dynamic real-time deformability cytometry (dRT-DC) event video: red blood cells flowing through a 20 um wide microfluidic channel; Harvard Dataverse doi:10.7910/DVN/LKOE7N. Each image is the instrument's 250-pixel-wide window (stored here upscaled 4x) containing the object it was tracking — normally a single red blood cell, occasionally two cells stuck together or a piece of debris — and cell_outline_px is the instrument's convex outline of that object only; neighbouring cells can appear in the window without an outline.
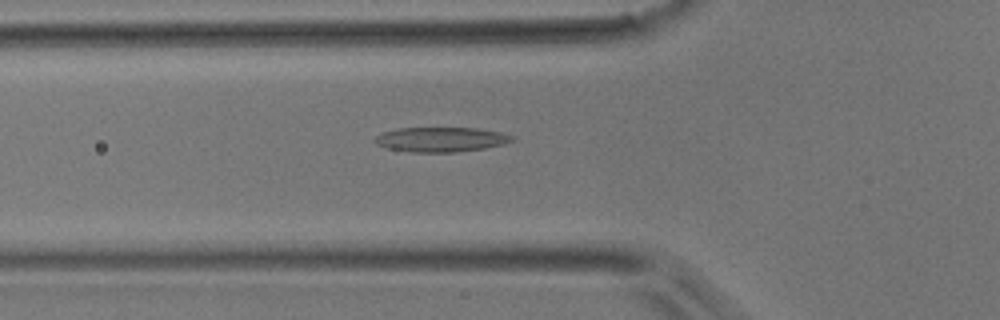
{"species": "common noctule bat (a hibernating species)", "species_latin": "Nyctalus noctula", "temperature_condition": "room temperature", "stored_images_in_passage": 37, "camera_frame_rate_fps": 3000, "um_per_image_px": 0.085, "animal": {"sex": "male", "body_mass_g": 17.9}, "frame": {"image": 1, "passage_image": 12, "time_ms": 3.667, "image_size_px": [1000, 320], "cell_outline_px": [[516, 140], [504, 144], [484, 148], [452, 152], [412, 152], [388, 148], [376, 144], [372, 140], [380, 132], [396, 128], [476, 128], [500, 132], [512, 136]], "centroid_in_image_um": [37.44, 11.85], "position_along_channel_um": 88.4, "area_um2": 19.77}}
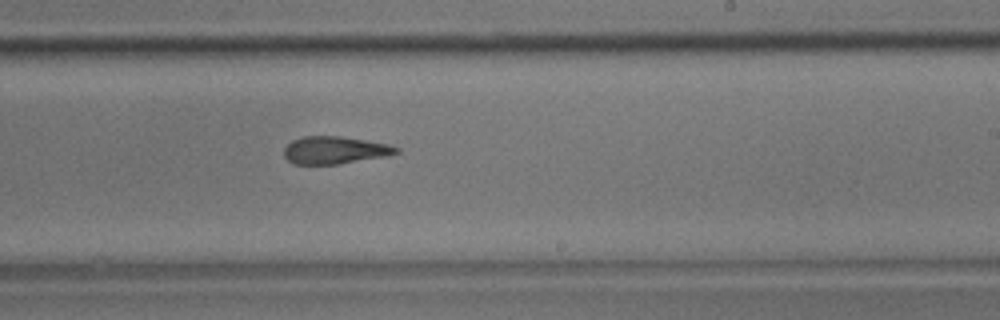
{"frame": {"image": 2, "passage_image": 24, "time_ms": 7.667, "image_size_px": [1000, 320], "cell_outline_px": [[400, 152], [388, 156], [336, 164], [292, 164], [284, 156], [284, 148], [292, 140], [300, 136], [340, 136], [388, 144], [400, 148]], "centroid_in_image_um": [28.45, 12.76], "position_along_channel_um": 260.6, "area_um2": 18.03}}
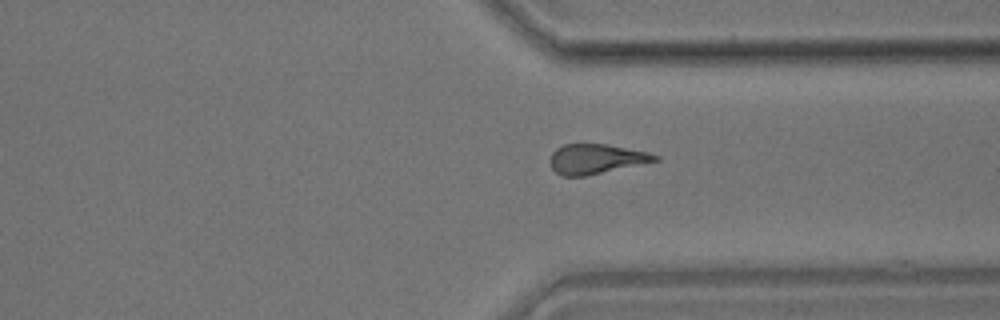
{"frame": {"image": 3, "passage_image": 31, "time_ms": 10.0, "image_size_px": [1000, 320], "cell_outline_px": [[660, 160], [584, 176], [564, 176], [556, 172], [552, 168], [548, 160], [552, 152], [556, 148], [564, 144], [608, 144], [648, 152], [660, 156]], "centroid_in_image_um": [50.65, 13.5], "position_along_channel_um": 360.8, "area_um2": 18.21}}